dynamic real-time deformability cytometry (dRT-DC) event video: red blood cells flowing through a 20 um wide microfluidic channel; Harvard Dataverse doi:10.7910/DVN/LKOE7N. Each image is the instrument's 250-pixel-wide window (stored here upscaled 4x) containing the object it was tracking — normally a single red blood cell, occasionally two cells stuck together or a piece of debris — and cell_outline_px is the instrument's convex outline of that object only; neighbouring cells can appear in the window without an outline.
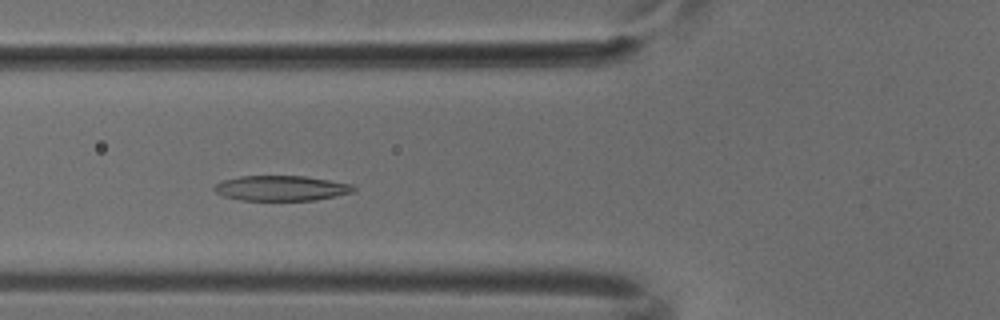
{"species": "common noctule bat (a hibernating species)", "species_latin": "Nyctalus noctula", "temperature_condition": "cold", "stored_images_in_passage": 5, "camera_frame_rate_fps": 3000, "um_per_image_px": 0.085, "animal": {"sex": "male", "body_mass_g": 18.8}, "frame": {"image": 1, "passage_image": 4, "time_ms": 1.0, "image_size_px": [1000, 320], "cell_outline_px": [[356, 188], [352, 192], [316, 200], [240, 200], [224, 196], [216, 192], [212, 188], [216, 184], [224, 180], [240, 176], [304, 176], [352, 184]], "centroid_in_image_um": [23.89, 15.99], "position_along_channel_um": 101.9, "area_um2": 20.23}}
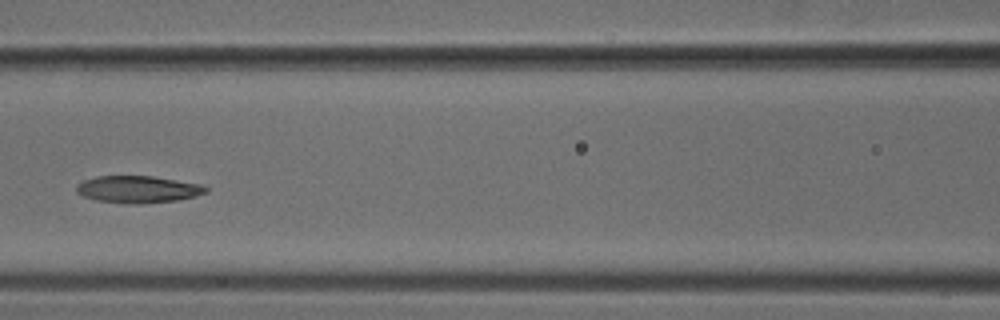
{"frame": {"image": 2, "passage_image": 5, "time_ms": 1.333, "image_size_px": [1000, 320], "cell_outline_px": [[208, 192], [196, 196], [176, 200], [144, 204], [128, 204], [96, 200], [84, 196], [76, 192], [76, 184], [84, 180], [96, 176], [152, 176], [200, 184], [208, 188]], "centroid_in_image_um": [11.71, 16.1], "position_along_channel_um": 154.9, "area_um2": 20.46}}